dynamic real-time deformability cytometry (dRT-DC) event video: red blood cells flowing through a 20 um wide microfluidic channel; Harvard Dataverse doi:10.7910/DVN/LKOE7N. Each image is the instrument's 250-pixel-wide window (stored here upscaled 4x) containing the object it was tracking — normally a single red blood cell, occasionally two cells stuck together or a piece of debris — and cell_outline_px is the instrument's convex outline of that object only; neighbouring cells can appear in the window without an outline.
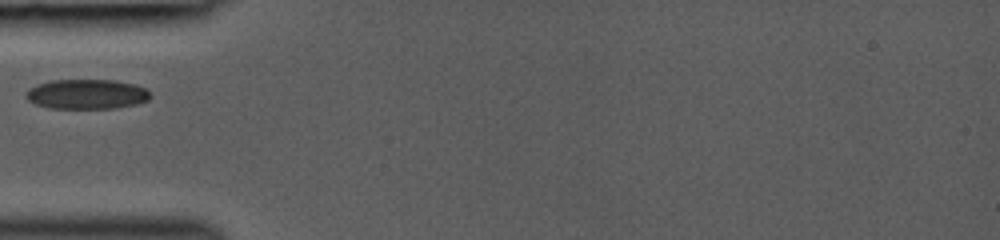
{"species": "common noctule bat (a hibernating species)", "species_latin": "Nyctalus noctula", "temperature_condition": "room temperature", "stored_images_in_passage": 3, "camera_frame_rate_fps": 3000, "um_per_image_px": 0.085, "animal": {"sex": "female", "body_mass_g": 19.0, "forearm_length_mm": 53.3}, "frame": {"image": 1, "passage_image": 1, "time_ms": 0.0, "image_size_px": [1000, 240], "cell_outline_px": [[152, 96], [148, 100], [136, 104], [116, 108], [48, 108], [36, 104], [28, 100], [24, 96], [24, 92], [40, 84], [52, 80], [116, 80], [132, 84], [144, 88]], "centroid_in_image_um": [7.36, 8.01], "position_along_channel_um": 77.6, "area_um2": 21.44}}
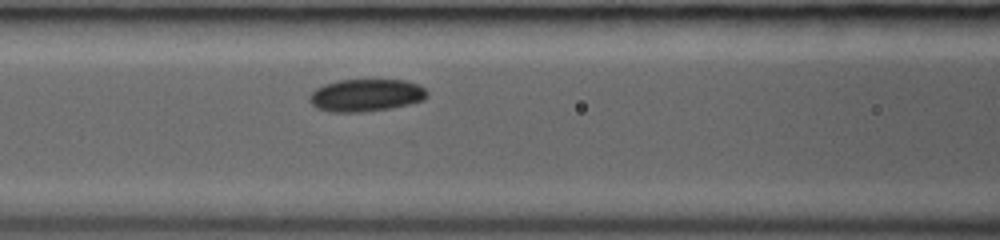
{"frame": {"image": 2, "passage_image": 3, "time_ms": 1.333, "image_size_px": [1000, 240], "cell_outline_px": [[428, 96], [424, 100], [408, 104], [388, 108], [364, 112], [328, 112], [316, 108], [308, 100], [308, 96], [316, 88], [324, 84], [340, 80], [404, 80], [420, 84], [428, 92]], "centroid_in_image_um": [31.1, 8.1], "position_along_channel_um": 135.5, "area_um2": 22.37}}